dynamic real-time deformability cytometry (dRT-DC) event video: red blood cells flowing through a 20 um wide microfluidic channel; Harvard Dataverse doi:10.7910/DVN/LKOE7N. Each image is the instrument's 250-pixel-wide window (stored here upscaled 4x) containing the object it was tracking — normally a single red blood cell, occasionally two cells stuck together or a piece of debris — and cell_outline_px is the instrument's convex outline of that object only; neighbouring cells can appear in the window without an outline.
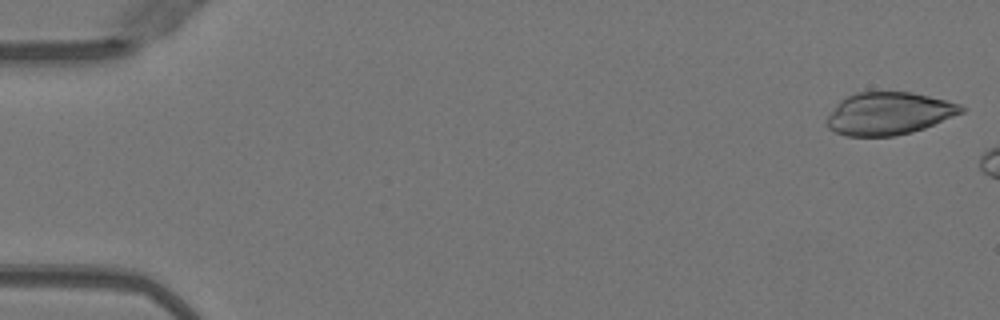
{"species": "Egyptian fruit bat (a non-hibernating species)", "species_latin": "Rousettus aegyptiacus", "temperature_condition": "warm", "stored_images_in_passage": 8, "camera_frame_rate_fps": 3000, "um_per_image_px": 0.085, "animal": {"sex": "female"}, "frame": {"image": 1, "passage_image": 1, "time_ms": 0.0, "image_size_px": [1000, 320], "cell_outline_px": [[968, 108], [964, 112], [924, 128], [912, 132], [896, 136], [844, 136], [828, 128], [828, 116], [836, 104], [840, 100], [856, 92], [912, 92], [960, 104]], "centroid_in_image_um": [75.56, 9.65], "position_along_channel_um": 9.4, "area_um2": 33.23}}